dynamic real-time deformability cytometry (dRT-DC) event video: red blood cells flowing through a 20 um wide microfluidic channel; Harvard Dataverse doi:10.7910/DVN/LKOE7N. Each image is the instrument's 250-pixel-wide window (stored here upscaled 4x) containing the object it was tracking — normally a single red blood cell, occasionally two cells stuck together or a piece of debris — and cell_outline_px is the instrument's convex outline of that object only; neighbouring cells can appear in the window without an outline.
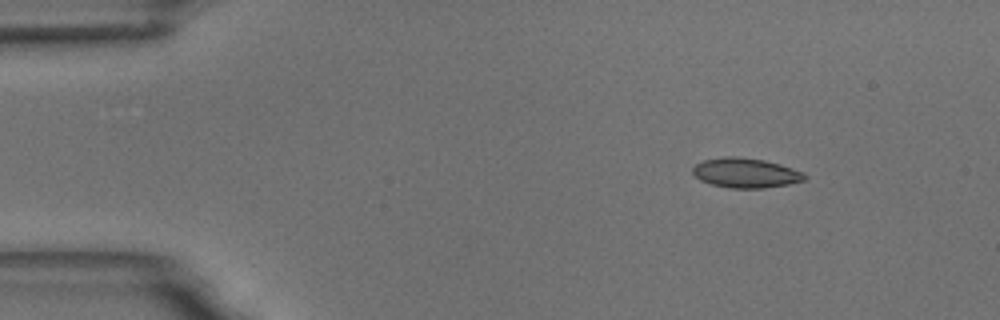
{"species": "common noctule bat (a hibernating species)", "species_latin": "Nyctalus noctula", "temperature_condition": "room temperature", "stored_images_in_passage": 5, "camera_frame_rate_fps": 3000, "um_per_image_px": 0.085, "animal": {"sex": "male", "body_mass_g": 18.8}, "frame": {"image": 1, "passage_image": 3, "time_ms": 2.333, "image_size_px": [1000, 320], "cell_outline_px": [[808, 176], [804, 180], [788, 184], [764, 188], [728, 188], [712, 184], [700, 180], [692, 172], [692, 168], [696, 164], [704, 160], [724, 156], [736, 156], [764, 160], [780, 164], [804, 172]], "centroid_in_image_um": [63.39, 14.69], "position_along_channel_um": 21.6, "area_um2": 19.42}}
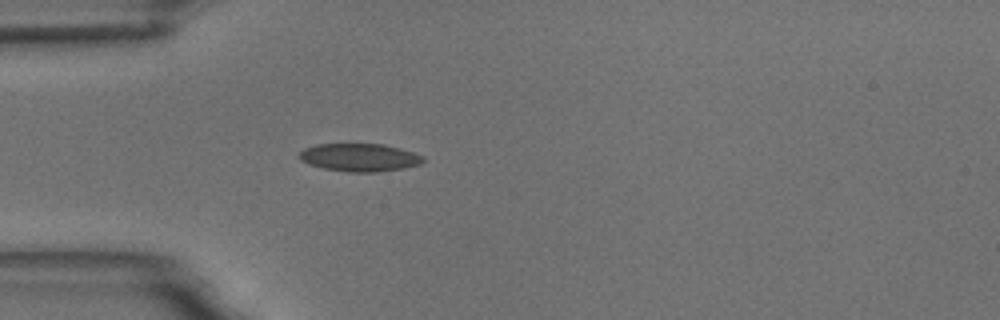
{"frame": {"image": 2, "passage_image": 5, "time_ms": 5.333, "image_size_px": [1000, 320], "cell_outline_px": [[424, 160], [420, 164], [404, 168], [376, 172], [344, 172], [324, 168], [308, 164], [300, 160], [296, 156], [304, 148], [316, 144], [384, 144], [400, 148], [424, 156]], "centroid_in_image_um": [30.53, 13.38], "position_along_channel_um": 54.5, "area_um2": 20.29}}